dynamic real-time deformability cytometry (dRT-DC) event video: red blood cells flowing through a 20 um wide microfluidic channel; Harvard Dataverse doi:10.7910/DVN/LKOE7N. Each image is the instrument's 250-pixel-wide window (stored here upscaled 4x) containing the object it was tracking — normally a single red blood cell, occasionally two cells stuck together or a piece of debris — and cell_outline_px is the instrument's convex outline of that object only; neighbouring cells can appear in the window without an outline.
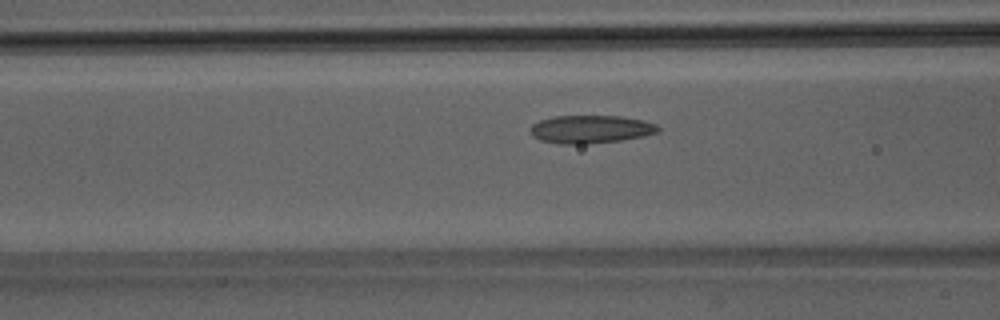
{"species": "Egyptian fruit bat (a non-hibernating species)", "species_latin": "Rousettus aegyptiacus", "temperature_condition": "room temperature", "stored_images_in_passage": 24, "camera_frame_rate_fps": 3000, "um_per_image_px": 0.085, "animal": {"sex": "male"}, "frame": {"image": 1, "passage_image": 7, "time_ms": 2.0, "image_size_px": [1000, 320], "cell_outline_px": [[660, 132], [644, 136], [620, 140], [584, 144], [556, 144], [540, 140], [532, 136], [532, 124], [540, 120], [552, 116], [620, 116], [644, 120], [656, 124], [660, 128]], "centroid_in_image_um": [50.22, 10.98], "position_along_channel_um": 116.4, "area_um2": 20.92}}